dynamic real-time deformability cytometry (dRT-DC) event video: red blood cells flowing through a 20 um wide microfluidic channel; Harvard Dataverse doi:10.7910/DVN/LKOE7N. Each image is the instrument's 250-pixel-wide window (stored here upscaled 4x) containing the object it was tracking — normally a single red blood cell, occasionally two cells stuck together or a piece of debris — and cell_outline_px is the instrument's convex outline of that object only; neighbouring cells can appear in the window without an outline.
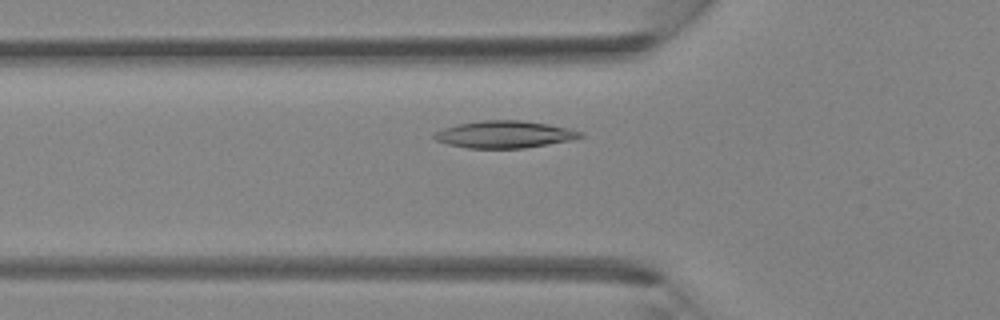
{"species": "Egyptian fruit bat (a non-hibernating species)", "species_latin": "Rousettus aegyptiacus", "temperature_condition": "room temperature", "stored_images_in_passage": 35, "camera_frame_rate_fps": 3000, "um_per_image_px": 0.085, "animal": {"sex": "female"}, "frame": {"image": 1, "passage_image": 9, "time_ms": 2.667, "image_size_px": [1000, 320], "cell_outline_px": [[584, 136], [572, 140], [524, 148], [468, 148], [448, 144], [436, 140], [432, 136], [436, 132], [444, 128], [456, 124], [480, 120], [520, 120], [548, 124], [568, 128], [584, 132]], "centroid_in_image_um": [42.9, 11.42], "position_along_channel_um": 82.9, "area_um2": 23.12}}
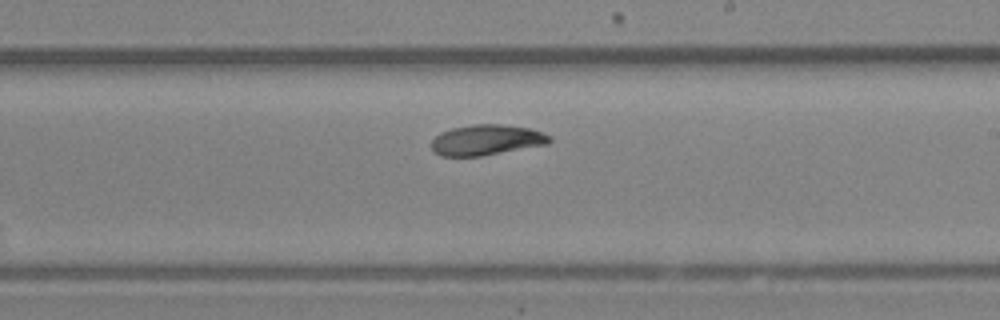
{"frame": {"image": 2, "passage_image": 19, "time_ms": 6.0, "image_size_px": [1000, 320], "cell_outline_px": [[552, 140], [548, 144], [480, 156], [440, 156], [432, 152], [432, 140], [440, 132], [452, 128], [472, 124], [500, 124], [528, 128], [552, 136]], "centroid_in_image_um": [41.32, 11.9], "position_along_channel_um": 247.7, "area_um2": 20.98}}
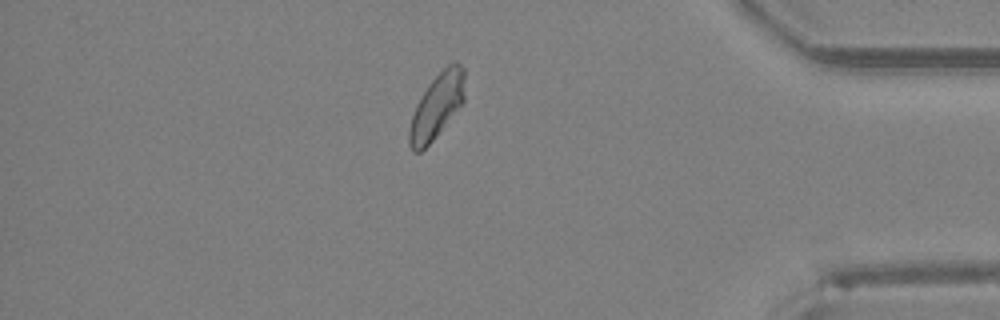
{"frame": {"image": 3, "passage_image": 30, "time_ms": 9.667, "image_size_px": [1000, 320], "cell_outline_px": [[464, 100], [432, 140], [420, 152], [412, 152], [408, 144], [408, 132], [412, 116], [416, 104], [432, 80], [448, 64], [456, 60], [464, 68]], "centroid_in_image_um": [37.11, 9.01], "position_along_channel_um": 398.1, "area_um2": 20.46}}